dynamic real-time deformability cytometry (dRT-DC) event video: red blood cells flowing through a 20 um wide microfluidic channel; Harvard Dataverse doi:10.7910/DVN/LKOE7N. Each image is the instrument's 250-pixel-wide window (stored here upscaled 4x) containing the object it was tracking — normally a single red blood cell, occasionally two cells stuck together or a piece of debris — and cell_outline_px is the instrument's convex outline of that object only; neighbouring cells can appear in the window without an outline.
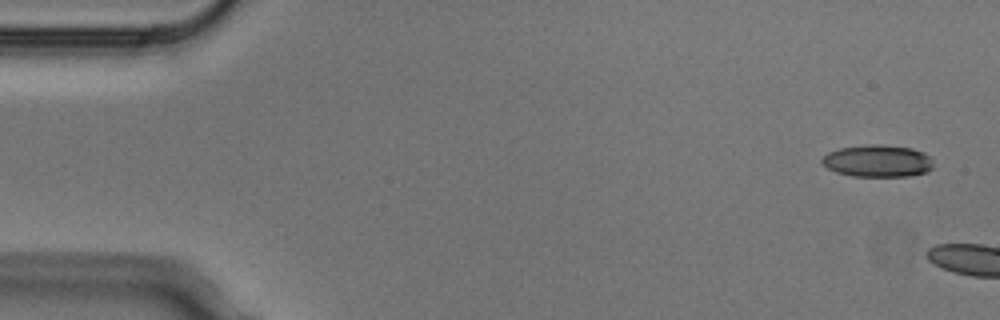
{"species": "Egyptian fruit bat (a non-hibernating species)", "species_latin": "Rousettus aegyptiacus", "temperature_condition": "cold", "stored_images_in_passage": 5, "camera_frame_rate_fps": 3000, "um_per_image_px": 0.085, "animal": {"sex": "male"}, "frame": {"image": 1, "passage_image": 1, "time_ms": 0.0, "image_size_px": [1000, 320], "cell_outline_px": [[932, 168], [928, 172], [908, 176], [852, 176], [836, 172], [828, 168], [820, 160], [828, 152], [840, 148], [872, 144], [880, 144], [912, 148], [924, 152], [932, 156]], "centroid_in_image_um": [74.64, 13.68], "position_along_channel_um": 10.4, "area_um2": 20.92}}
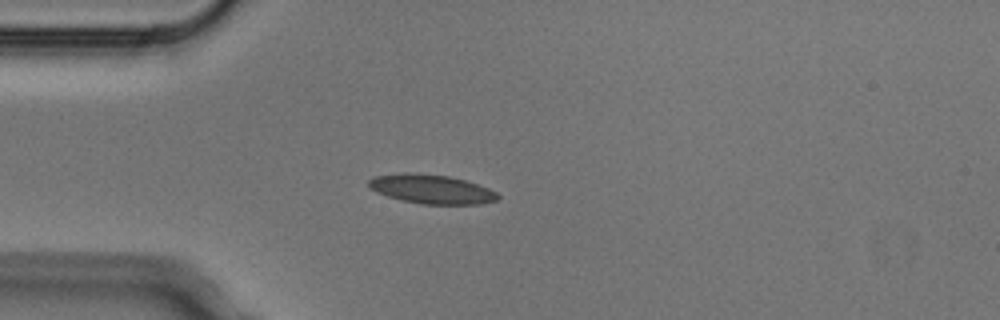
{"frame": {"image": 2, "passage_image": 5, "time_ms": 1.333, "image_size_px": [1000, 320], "cell_outline_px": [[500, 196], [496, 200], [480, 204], [420, 204], [388, 196], [376, 192], [368, 188], [368, 180], [372, 176], [404, 172], [408, 172], [448, 176], [464, 180], [488, 188], [496, 192]], "centroid_in_image_um": [36.62, 16.07], "position_along_channel_um": 48.4, "area_um2": 21.85}}